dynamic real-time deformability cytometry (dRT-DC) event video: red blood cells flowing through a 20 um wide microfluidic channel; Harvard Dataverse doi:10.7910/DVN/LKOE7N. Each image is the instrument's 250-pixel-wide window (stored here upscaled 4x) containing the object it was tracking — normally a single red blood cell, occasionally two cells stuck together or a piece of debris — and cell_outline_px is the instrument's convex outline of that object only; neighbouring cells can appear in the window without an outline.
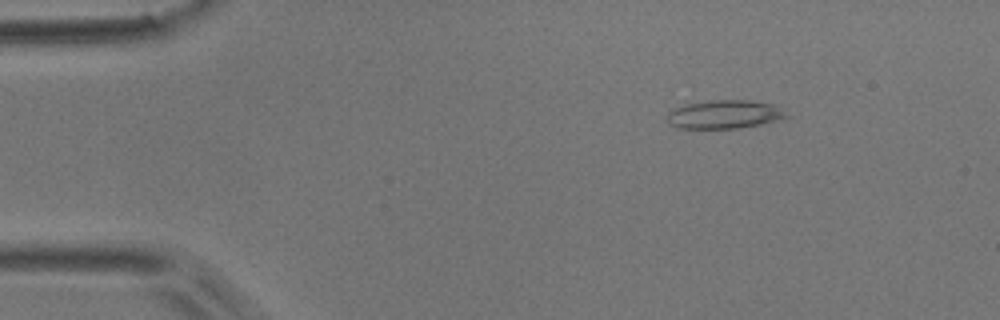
{"species": "common noctule bat (a hibernating species)", "species_latin": "Nyctalus noctula", "temperature_condition": "room temperature", "stored_images_in_passage": 4, "camera_frame_rate_fps": 3000, "um_per_image_px": 0.085, "animal": {"sex": "male", "body_mass_g": 17.9}, "frame": {"image": 1, "passage_image": 2, "time_ms": 1.0, "image_size_px": [1000, 320], "cell_outline_px": [[792, 116], [760, 124], [736, 128], [676, 128], [668, 124], [668, 112], [672, 108], [684, 104], [712, 100], [748, 100], [776, 104]], "centroid_in_image_um": [61.58, 9.71], "position_along_channel_um": 23.4, "area_um2": 20.0}}